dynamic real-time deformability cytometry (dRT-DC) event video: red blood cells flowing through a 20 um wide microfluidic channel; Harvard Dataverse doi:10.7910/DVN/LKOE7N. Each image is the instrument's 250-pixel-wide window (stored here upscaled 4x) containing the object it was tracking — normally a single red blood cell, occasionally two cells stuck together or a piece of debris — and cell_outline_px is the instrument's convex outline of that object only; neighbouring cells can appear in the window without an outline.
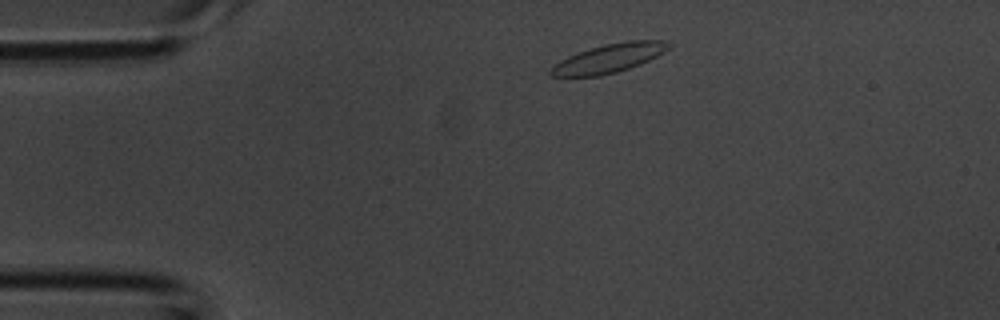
{"species": "common noctule bat (a hibernating species)", "species_latin": "Nyctalus noctula", "temperature_condition": "room temperature", "stored_images_in_passage": 3, "camera_frame_rate_fps": 3000, "um_per_image_px": 0.085, "animal": {"sex": "male", "body_mass_g": 20.1, "forearm_length_mm": 53.5}, "frame": {"image": 1, "passage_image": 1, "time_ms": 0.0, "image_size_px": [1000, 320], "cell_outline_px": [[672, 44], [664, 52], [640, 64], [616, 72], [600, 76], [552, 76], [548, 72], [560, 60], [568, 56], [604, 44], [628, 40], [668, 40]], "centroid_in_image_um": [51.8, 4.94], "position_along_channel_um": 33.2, "area_um2": 19.54}}